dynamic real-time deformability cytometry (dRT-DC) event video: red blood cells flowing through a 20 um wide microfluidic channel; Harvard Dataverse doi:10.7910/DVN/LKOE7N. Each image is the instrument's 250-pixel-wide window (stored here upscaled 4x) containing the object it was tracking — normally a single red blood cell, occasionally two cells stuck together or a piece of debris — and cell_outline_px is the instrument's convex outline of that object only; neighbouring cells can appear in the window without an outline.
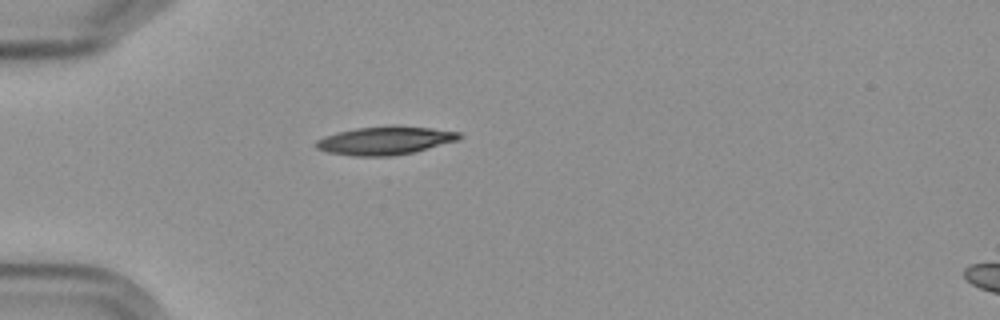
{"species": "Egyptian fruit bat (a non-hibernating species)", "species_latin": "Rousettus aegyptiacus", "temperature_condition": "cold", "stored_images_in_passage": 3, "camera_frame_rate_fps": 3000, "um_per_image_px": 0.085, "frame": {"image": 1, "passage_image": 3, "time_ms": 2.333, "image_size_px": [1000, 320], "cell_outline_px": [[464, 136], [460, 140], [412, 152], [392, 156], [352, 156], [328, 152], [316, 148], [316, 140], [324, 136], [336, 132], [356, 128], [392, 124], [396, 124], [432, 128], [460, 132]], "centroid_in_image_um": [32.76, 11.92], "position_along_channel_um": 52.2, "area_um2": 23.99}}